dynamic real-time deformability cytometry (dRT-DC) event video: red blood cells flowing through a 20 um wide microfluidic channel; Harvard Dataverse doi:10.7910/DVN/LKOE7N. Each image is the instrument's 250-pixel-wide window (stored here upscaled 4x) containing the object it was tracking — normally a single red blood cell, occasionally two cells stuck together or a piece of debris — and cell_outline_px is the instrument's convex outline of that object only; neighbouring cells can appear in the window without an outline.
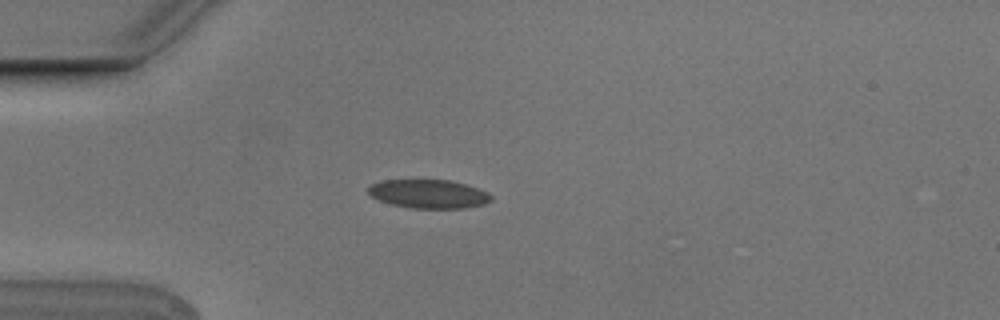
{"species": "Egyptian fruit bat (a non-hibernating species)", "species_latin": "Rousettus aegyptiacus", "temperature_condition": "cold", "stored_images_in_passage": 1, "camera_frame_rate_fps": 3000, "um_per_image_px": 0.085, "animal": {"sex": "male"}, "frame": {"image": 1, "passage_image": 1, "time_ms": 0.0, "image_size_px": [1000, 320], "cell_outline_px": [[492, 200], [484, 204], [464, 208], [412, 208], [392, 204], [380, 200], [372, 196], [368, 192], [368, 188], [372, 184], [384, 180], [448, 180], [464, 184], [476, 188], [492, 196]], "centroid_in_image_um": [36.42, 16.48], "position_along_channel_um": 48.6, "area_um2": 20.17}}